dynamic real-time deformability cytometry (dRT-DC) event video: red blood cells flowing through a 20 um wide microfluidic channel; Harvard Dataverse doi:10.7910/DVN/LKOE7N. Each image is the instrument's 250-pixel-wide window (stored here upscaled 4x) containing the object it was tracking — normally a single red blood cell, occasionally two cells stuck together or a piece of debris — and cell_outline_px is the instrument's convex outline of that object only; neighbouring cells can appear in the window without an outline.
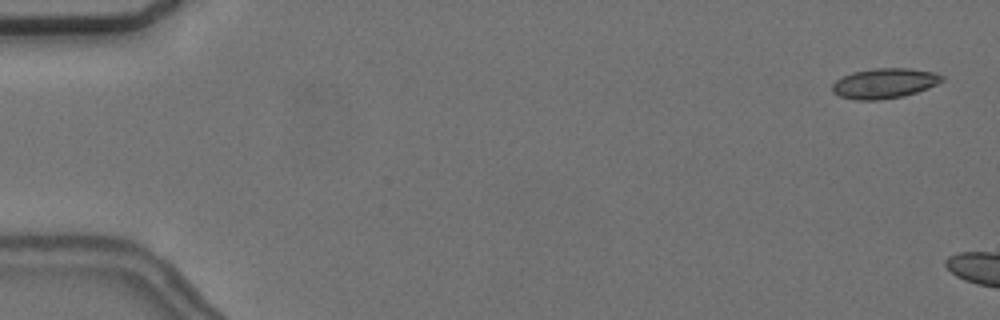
{"species": "common noctule bat (a hibernating species)", "species_latin": "Nyctalus noctula", "temperature_condition": "cold", "stored_images_in_passage": 6, "camera_frame_rate_fps": 3000, "um_per_image_px": 0.085, "animal": {"sex": "female", "body_mass_g": 24.6, "forearm_length_mm": 56.2}, "frame": {"image": 1, "passage_image": 2, "time_ms": 0.333, "image_size_px": [1000, 320], "cell_outline_px": [[944, 80], [928, 88], [904, 96], [876, 100], [856, 100], [840, 96], [832, 92], [832, 84], [836, 80], [852, 72], [872, 68], [912, 68], [936, 72], [944, 76]], "centroid_in_image_um": [75.19, 7.07], "position_along_channel_um": 9.8, "area_um2": 19.36}}